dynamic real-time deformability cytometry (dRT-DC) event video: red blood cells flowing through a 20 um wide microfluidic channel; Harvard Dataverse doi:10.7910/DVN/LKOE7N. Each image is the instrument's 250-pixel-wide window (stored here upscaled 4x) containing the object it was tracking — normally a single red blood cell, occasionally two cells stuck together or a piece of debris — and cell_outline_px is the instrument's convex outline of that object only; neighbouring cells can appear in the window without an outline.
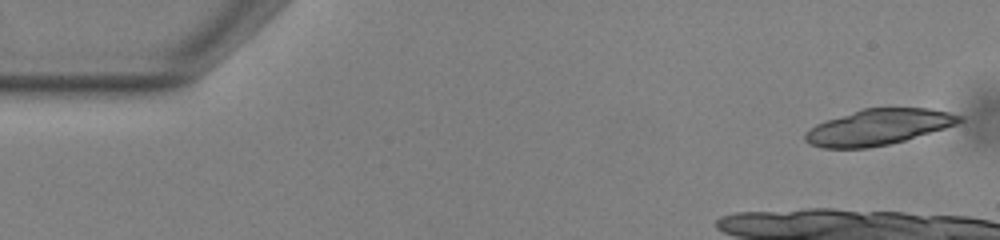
{"species": "common noctule bat (a hibernating species)", "species_latin": "Nyctalus noctula", "temperature_condition": "warm", "stored_images_in_passage": 37, "segment_of_instrument_passage": [1, 2], "camera_frame_rate_fps": 3000, "um_per_image_px": 0.085, "animal": {"sex": "male", "body_mass_g": 13.0, "forearm_length_mm": 53.1}, "frame": {"image": 1, "passage_image": 1, "time_ms": 0.0, "image_size_px": [1000, 240], "cell_outline_px": [[964, 120], [956, 124], [944, 128], [904, 140], [888, 144], [868, 148], [824, 148], [808, 144], [804, 140], [804, 132], [816, 124], [864, 108], [928, 108], [948, 112], [964, 116]], "centroid_in_image_um": [74.64, 10.81], "position_along_channel_um": 10.4, "area_um2": 31.91}}